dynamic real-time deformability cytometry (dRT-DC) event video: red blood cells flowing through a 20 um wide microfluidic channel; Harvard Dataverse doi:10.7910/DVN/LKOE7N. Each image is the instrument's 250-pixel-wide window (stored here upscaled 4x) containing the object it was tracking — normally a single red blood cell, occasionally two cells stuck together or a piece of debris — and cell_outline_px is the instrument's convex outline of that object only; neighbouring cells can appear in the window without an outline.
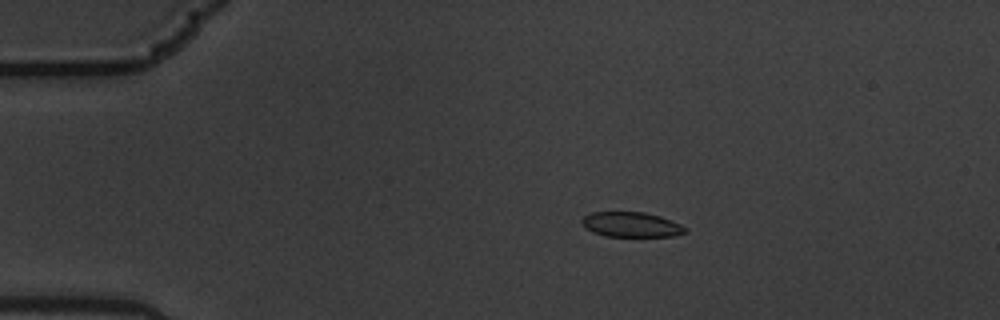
{"species": "common noctule bat (a hibernating species)", "species_latin": "Nyctalus noctula", "temperature_condition": "warm", "stored_images_in_passage": 8, "camera_frame_rate_fps": 3000, "um_per_image_px": 0.085, "animal": {"sex": "male", "body_mass_g": 19.5, "forearm_length_mm": 54.6}, "frame": {"image": 1, "passage_image": 4, "time_ms": 1.0, "image_size_px": [1000, 320], "cell_outline_px": [[688, 232], [672, 236], [604, 236], [592, 232], [584, 228], [580, 220], [584, 216], [592, 212], [644, 212], [660, 216], [680, 224], [688, 228]], "centroid_in_image_um": [53.64, 19.09], "position_along_channel_um": 31.4, "area_um2": 15.14}}
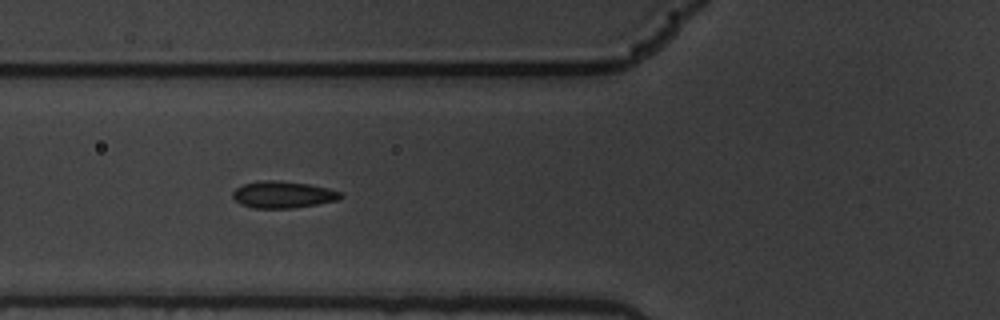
{"frame": {"image": 2, "passage_image": 7, "time_ms": 2.0, "image_size_px": [1000, 320], "cell_outline_px": [[344, 196], [340, 200], [292, 208], [252, 208], [240, 204], [232, 196], [232, 192], [236, 188], [244, 184], [268, 180], [276, 180], [308, 184], [328, 188], [340, 192]], "centroid_in_image_um": [24.06, 16.55], "position_along_channel_um": 101.7, "area_um2": 16.76}}
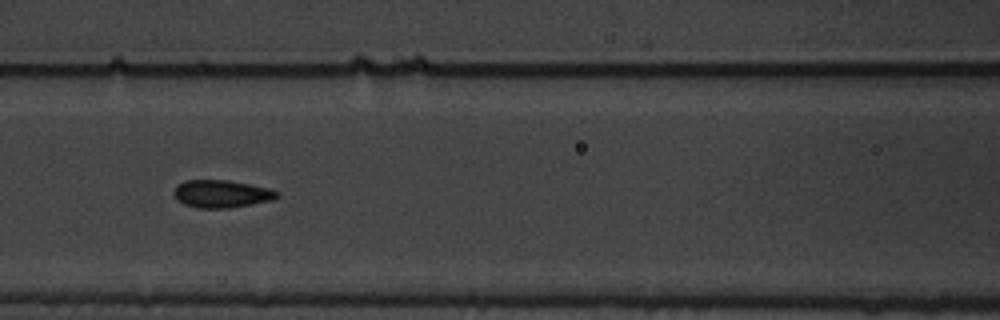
{"frame": {"image": 3, "passage_image": 8, "time_ms": 2.333, "image_size_px": [1000, 320], "cell_outline_px": [[280, 196], [272, 200], [252, 204], [228, 208], [196, 208], [184, 204], [176, 200], [172, 192], [184, 180], [228, 180], [268, 188], [280, 192]], "centroid_in_image_um": [18.82, 16.48], "position_along_channel_um": 147.8, "area_um2": 16.65}}